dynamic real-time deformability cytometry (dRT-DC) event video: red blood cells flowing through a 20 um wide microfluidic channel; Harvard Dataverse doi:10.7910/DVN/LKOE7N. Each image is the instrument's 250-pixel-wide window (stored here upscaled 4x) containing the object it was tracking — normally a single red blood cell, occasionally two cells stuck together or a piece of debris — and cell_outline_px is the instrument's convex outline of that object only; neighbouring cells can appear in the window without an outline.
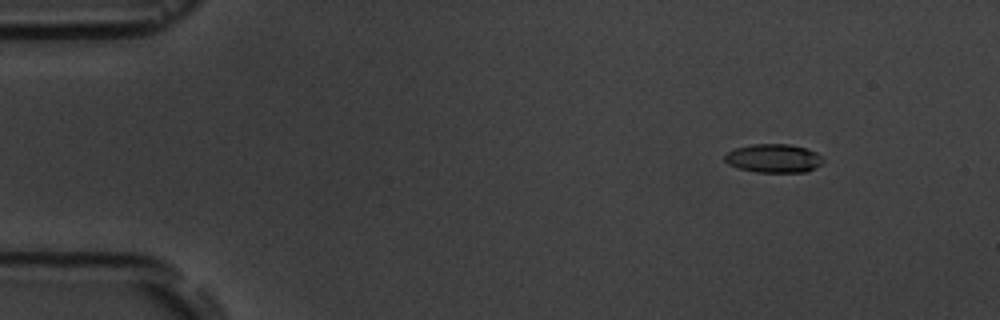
{"species": "common noctule bat (a hibernating species)", "species_latin": "Nyctalus noctula", "temperature_condition": "room temperature", "stored_images_in_passage": 6, "camera_frame_rate_fps": 3000, "um_per_image_px": 0.085, "animal": {"sex": "male", "body_mass_g": 19.5, "forearm_length_mm": 54.6}, "frame": {"image": 1, "passage_image": 2, "time_ms": 1.333, "image_size_px": [1000, 320], "cell_outline_px": [[824, 160], [816, 168], [804, 172], [756, 172], [740, 168], [728, 164], [724, 160], [724, 156], [728, 152], [736, 148], [752, 144], [788, 144], [804, 148], [816, 152]], "centroid_in_image_um": [65.75, 13.46], "position_along_channel_um": 19.2, "area_um2": 16.24}}
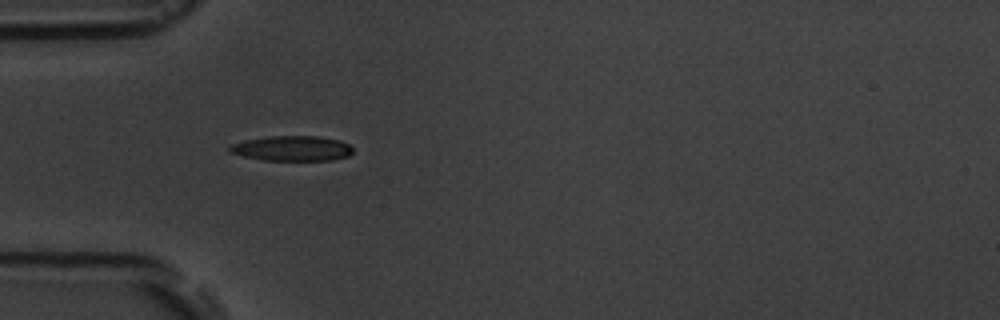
{"frame": {"image": 2, "passage_image": 5, "time_ms": 5.0, "image_size_px": [1000, 320], "cell_outline_px": [[352, 152], [348, 156], [332, 160], [264, 160], [244, 156], [228, 152], [228, 148], [232, 144], [244, 140], [268, 136], [316, 136], [340, 140], [348, 144], [352, 148]], "centroid_in_image_um": [24.81, 12.61], "position_along_channel_um": 60.2, "area_um2": 17.98}}
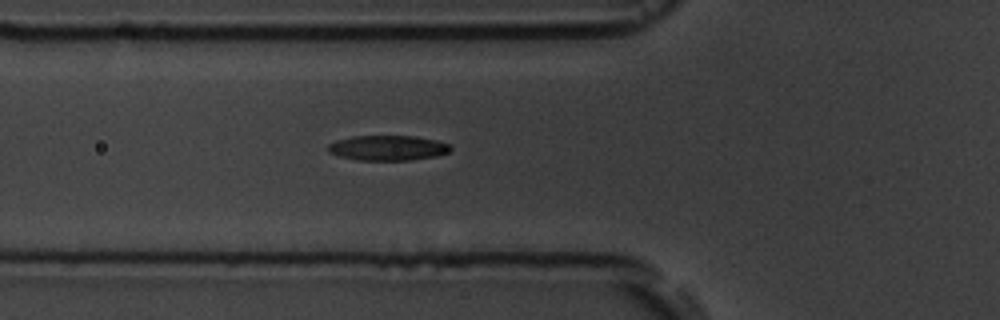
{"frame": {"image": 3, "passage_image": 6, "time_ms": 6.0, "image_size_px": [1000, 320], "cell_outline_px": [[452, 148], [448, 152], [436, 156], [408, 160], [356, 160], [340, 156], [328, 152], [328, 144], [336, 140], [352, 136], [416, 136], [436, 140], [448, 144]], "centroid_in_image_um": [32.94, 12.57], "position_along_channel_um": 92.9, "area_um2": 17.86}}